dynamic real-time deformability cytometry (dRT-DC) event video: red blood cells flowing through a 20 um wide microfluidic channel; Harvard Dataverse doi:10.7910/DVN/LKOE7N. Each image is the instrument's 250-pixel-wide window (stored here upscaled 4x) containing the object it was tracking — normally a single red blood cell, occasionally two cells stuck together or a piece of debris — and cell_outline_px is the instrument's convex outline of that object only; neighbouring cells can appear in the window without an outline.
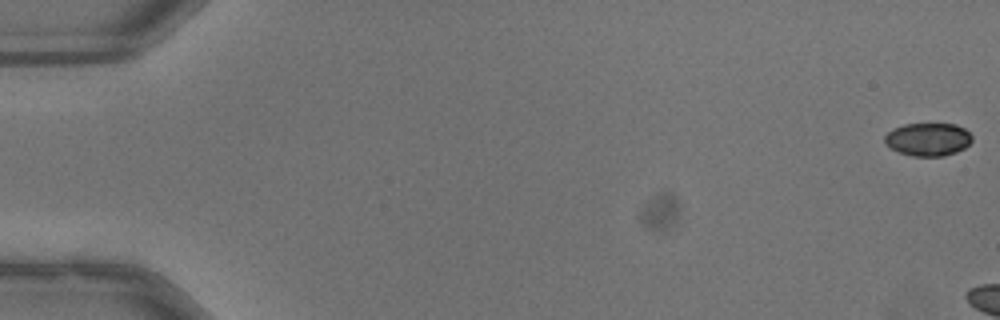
{"species": "common noctule bat (a hibernating species)", "species_latin": "Nyctalus noctula", "temperature_condition": "warm", "stored_images_in_passage": 10, "camera_frame_rate_fps": 3000, "um_per_image_px": 0.085, "animal": {"sex": "male", "body_mass_g": 13.3}, "frame": {"image": 1, "passage_image": 1, "time_ms": 0.0, "image_size_px": [1000, 320], "cell_outline_px": [[972, 140], [964, 148], [956, 152], [944, 156], [912, 156], [900, 152], [884, 144], [884, 136], [892, 128], [904, 124], [956, 124], [964, 128], [972, 136]], "centroid_in_image_um": [78.86, 11.84], "position_along_channel_um": 6.1, "area_um2": 16.82}}